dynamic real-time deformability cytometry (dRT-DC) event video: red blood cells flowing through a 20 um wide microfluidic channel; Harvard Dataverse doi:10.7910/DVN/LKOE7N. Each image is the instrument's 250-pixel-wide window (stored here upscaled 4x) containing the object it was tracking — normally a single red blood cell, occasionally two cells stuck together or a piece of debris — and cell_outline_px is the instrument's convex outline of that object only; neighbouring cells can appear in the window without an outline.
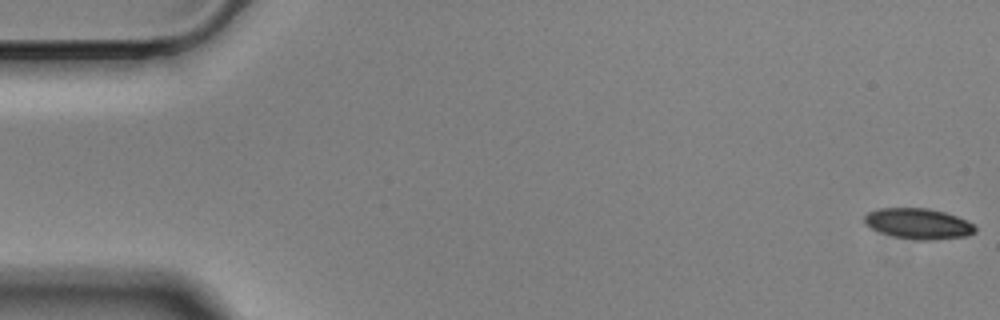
{"species": "Egyptian fruit bat (a non-hibernating species)", "species_latin": "Rousettus aegyptiacus", "temperature_condition": "cold", "stored_images_in_passage": 19, "camera_frame_rate_fps": 3000, "um_per_image_px": 0.085, "animal": {"sex": "male"}, "frame": {"image": 1, "passage_image": 1, "time_ms": 0.0, "image_size_px": [1000, 320], "cell_outline_px": [[976, 232], [968, 236], [932, 240], [916, 240], [892, 236], [880, 232], [864, 224], [864, 216], [868, 212], [880, 208], [928, 208], [944, 212], [956, 216], [972, 224], [976, 228]], "centroid_in_image_um": [78.04, 19.02], "position_along_channel_um": 7.0, "area_um2": 19.77}}
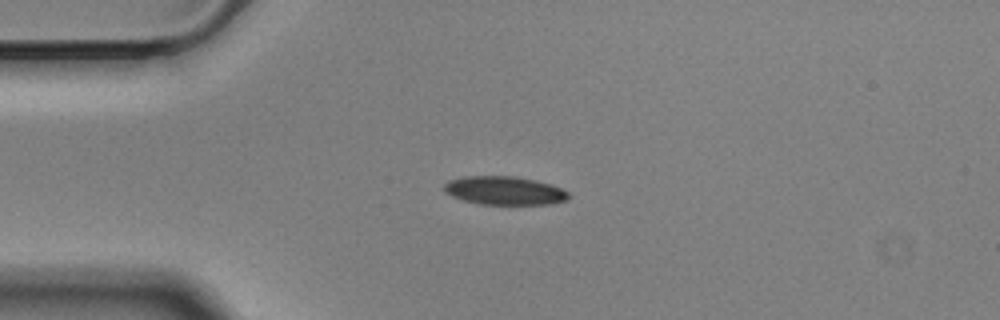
{"frame": {"image": 2, "passage_image": 14, "time_ms": 4.333, "image_size_px": [1000, 320], "cell_outline_px": [[568, 200], [552, 204], [480, 204], [464, 200], [452, 196], [444, 192], [444, 184], [448, 180], [464, 176], [516, 176], [536, 180], [552, 184], [568, 192]], "centroid_in_image_um": [42.88, 16.19], "position_along_channel_um": 42.1, "area_um2": 20.75}}
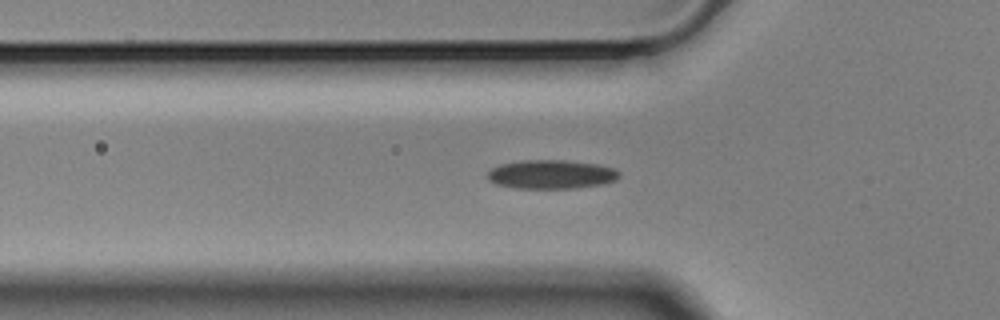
{"frame": {"image": 3, "passage_image": 19, "time_ms": 6.0, "image_size_px": [1000, 320], "cell_outline_px": [[620, 176], [616, 180], [600, 184], [576, 188], [512, 188], [496, 184], [488, 180], [488, 172], [492, 168], [500, 164], [520, 160], [564, 160], [600, 164], [616, 168], [620, 172]], "centroid_in_image_um": [46.87, 14.81], "position_along_channel_um": 78.9, "area_um2": 22.37}}